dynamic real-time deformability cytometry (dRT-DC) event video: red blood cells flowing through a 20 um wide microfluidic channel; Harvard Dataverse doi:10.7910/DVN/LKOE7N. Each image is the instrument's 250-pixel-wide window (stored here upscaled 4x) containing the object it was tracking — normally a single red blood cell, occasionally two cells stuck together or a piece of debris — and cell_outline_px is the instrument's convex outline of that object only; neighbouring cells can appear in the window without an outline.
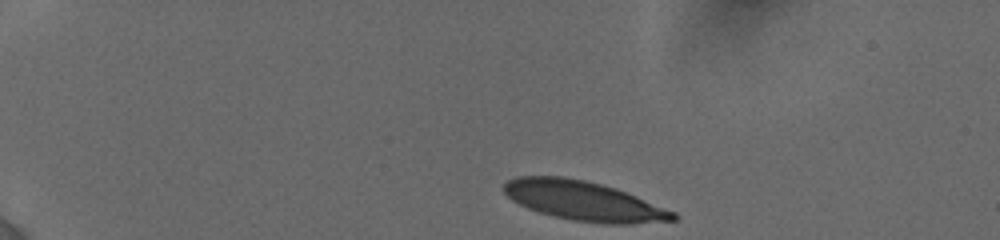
{"species": "human", "species_latin": "Homo sapiens", "temperature_condition": "cold", "stored_images_in_passage": 12, "camera_frame_rate_fps": 3000, "um_per_image_px": 0.085, "donor": {"sex": "female"}, "frame": {"image": 1, "passage_image": 1, "time_ms": 0.0, "image_size_px": [1000, 240], "cell_outline_px": [[676, 220], [632, 224], [608, 224], [572, 220], [540, 212], [528, 208], [512, 200], [504, 192], [504, 184], [508, 180], [516, 176], [564, 176], [584, 180], [616, 188], [676, 212]], "centroid_in_image_um": [49.62, 17.07], "position_along_channel_um": 35.4, "area_um2": 38.67}}